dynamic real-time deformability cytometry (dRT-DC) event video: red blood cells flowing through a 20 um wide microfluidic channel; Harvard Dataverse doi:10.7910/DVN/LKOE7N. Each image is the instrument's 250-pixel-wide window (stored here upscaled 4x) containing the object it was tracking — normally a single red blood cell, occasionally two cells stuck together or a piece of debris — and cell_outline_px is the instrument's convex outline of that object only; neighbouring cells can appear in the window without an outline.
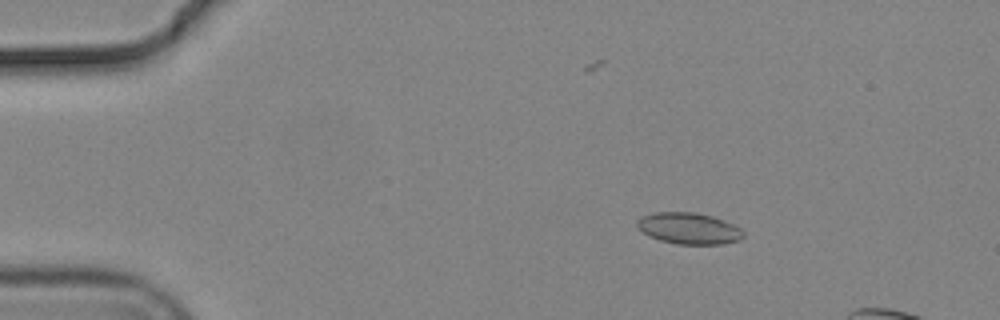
{"species": "common noctule bat (a hibernating species)", "species_latin": "Nyctalus noctula", "temperature_condition": "cold", "stored_images_in_passage": 52, "camera_frame_rate_fps": 3000, "um_per_image_px": 0.085, "animal": {"sex": "male", "body_mass_g": 19.2, "forearm_length_mm": 51.8}, "frame": {"image": 1, "passage_image": 10, "time_ms": 3.0, "image_size_px": [1000, 320], "cell_outline_px": [[744, 236], [740, 240], [724, 244], [676, 244], [660, 240], [636, 228], [636, 220], [640, 216], [656, 212], [696, 212], [712, 216], [724, 220], [740, 228], [744, 232]], "centroid_in_image_um": [58.55, 19.41], "position_along_channel_um": 26.4, "area_um2": 19.54}}
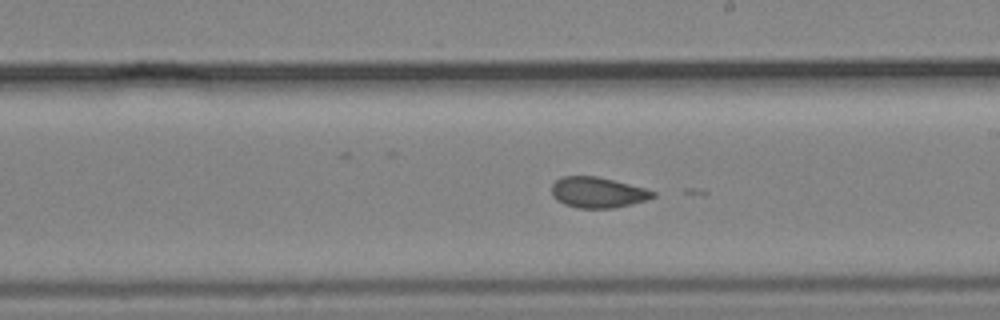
{"frame": {"image": 2, "passage_image": 33, "time_ms": 10.667, "image_size_px": [1000, 320], "cell_outline_px": [[656, 196], [644, 200], [612, 208], [576, 208], [564, 204], [556, 200], [552, 196], [552, 184], [560, 176], [596, 176], [644, 188], [656, 192]], "centroid_in_image_um": [50.74, 16.35], "position_along_channel_um": 238.3, "area_um2": 17.92}}
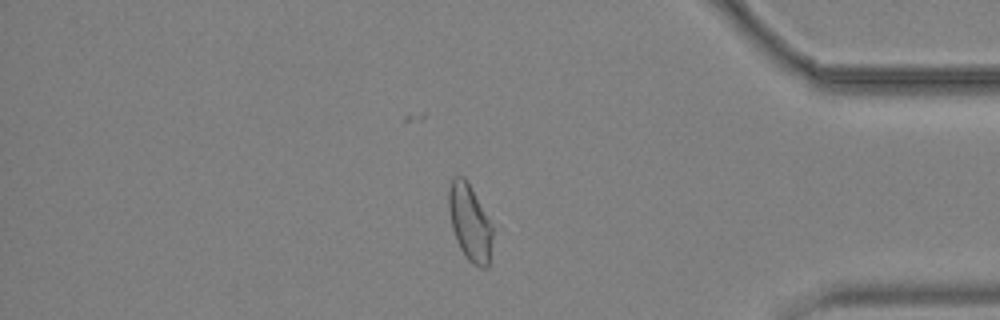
{"frame": {"image": 3, "passage_image": 48, "time_ms": 15.667, "image_size_px": [1000, 320], "cell_outline_px": [[492, 236], [488, 264], [484, 268], [480, 268], [472, 264], [468, 260], [460, 248], [456, 240], [452, 228], [448, 208], [448, 188], [452, 176], [464, 176], [492, 224]], "centroid_in_image_um": [39.9, 18.9], "position_along_channel_um": 395.3, "area_um2": 19.42}}